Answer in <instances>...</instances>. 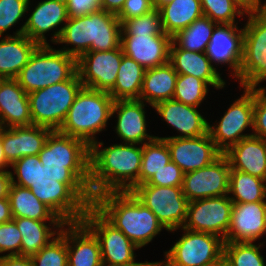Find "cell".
<instances>
[{
    "label": "cell",
    "instance_id": "7bdbcfd3",
    "mask_svg": "<svg viewBox=\"0 0 266 266\" xmlns=\"http://www.w3.org/2000/svg\"><path fill=\"white\" fill-rule=\"evenodd\" d=\"M29 0H0V38L28 11Z\"/></svg>",
    "mask_w": 266,
    "mask_h": 266
},
{
    "label": "cell",
    "instance_id": "680465c9",
    "mask_svg": "<svg viewBox=\"0 0 266 266\" xmlns=\"http://www.w3.org/2000/svg\"><path fill=\"white\" fill-rule=\"evenodd\" d=\"M142 262L140 263H129V264H110L102 262L100 266H140Z\"/></svg>",
    "mask_w": 266,
    "mask_h": 266
},
{
    "label": "cell",
    "instance_id": "ffe728a7",
    "mask_svg": "<svg viewBox=\"0 0 266 266\" xmlns=\"http://www.w3.org/2000/svg\"><path fill=\"white\" fill-rule=\"evenodd\" d=\"M243 35L244 31L238 30L237 23L218 24L205 52L211 63H228L234 77H238L243 58Z\"/></svg>",
    "mask_w": 266,
    "mask_h": 266
},
{
    "label": "cell",
    "instance_id": "f1b7e54d",
    "mask_svg": "<svg viewBox=\"0 0 266 266\" xmlns=\"http://www.w3.org/2000/svg\"><path fill=\"white\" fill-rule=\"evenodd\" d=\"M8 199L13 218L23 217L39 221L50 220V224L54 225L58 230L66 226V223L47 205L41 202L29 188L11 183Z\"/></svg>",
    "mask_w": 266,
    "mask_h": 266
},
{
    "label": "cell",
    "instance_id": "ab89813d",
    "mask_svg": "<svg viewBox=\"0 0 266 266\" xmlns=\"http://www.w3.org/2000/svg\"><path fill=\"white\" fill-rule=\"evenodd\" d=\"M203 15L217 24H235L236 15L247 14L234 0H200Z\"/></svg>",
    "mask_w": 266,
    "mask_h": 266
},
{
    "label": "cell",
    "instance_id": "4316f807",
    "mask_svg": "<svg viewBox=\"0 0 266 266\" xmlns=\"http://www.w3.org/2000/svg\"><path fill=\"white\" fill-rule=\"evenodd\" d=\"M230 168L266 181V140L256 136L242 139L223 153Z\"/></svg>",
    "mask_w": 266,
    "mask_h": 266
},
{
    "label": "cell",
    "instance_id": "7dc6e473",
    "mask_svg": "<svg viewBox=\"0 0 266 266\" xmlns=\"http://www.w3.org/2000/svg\"><path fill=\"white\" fill-rule=\"evenodd\" d=\"M266 89L254 90L253 136L266 140Z\"/></svg>",
    "mask_w": 266,
    "mask_h": 266
},
{
    "label": "cell",
    "instance_id": "8fae6325",
    "mask_svg": "<svg viewBox=\"0 0 266 266\" xmlns=\"http://www.w3.org/2000/svg\"><path fill=\"white\" fill-rule=\"evenodd\" d=\"M130 192L155 214L167 231L183 226L189 201L182 186L139 185Z\"/></svg>",
    "mask_w": 266,
    "mask_h": 266
},
{
    "label": "cell",
    "instance_id": "f5cc1de1",
    "mask_svg": "<svg viewBox=\"0 0 266 266\" xmlns=\"http://www.w3.org/2000/svg\"><path fill=\"white\" fill-rule=\"evenodd\" d=\"M11 185V172L0 171V199L8 197Z\"/></svg>",
    "mask_w": 266,
    "mask_h": 266
},
{
    "label": "cell",
    "instance_id": "60d3db41",
    "mask_svg": "<svg viewBox=\"0 0 266 266\" xmlns=\"http://www.w3.org/2000/svg\"><path fill=\"white\" fill-rule=\"evenodd\" d=\"M121 35H160L163 31L160 11L154 9L148 14L126 19L122 24Z\"/></svg>",
    "mask_w": 266,
    "mask_h": 266
},
{
    "label": "cell",
    "instance_id": "9a60e30c",
    "mask_svg": "<svg viewBox=\"0 0 266 266\" xmlns=\"http://www.w3.org/2000/svg\"><path fill=\"white\" fill-rule=\"evenodd\" d=\"M230 163L222 154L212 164L185 173L182 191L190 201L229 195Z\"/></svg>",
    "mask_w": 266,
    "mask_h": 266
},
{
    "label": "cell",
    "instance_id": "836d02e7",
    "mask_svg": "<svg viewBox=\"0 0 266 266\" xmlns=\"http://www.w3.org/2000/svg\"><path fill=\"white\" fill-rule=\"evenodd\" d=\"M18 230L20 231L21 249L20 255L32 257L38 253L44 246L49 244L58 234L59 231H52L45 221H39L30 218H13ZM52 238V239H51Z\"/></svg>",
    "mask_w": 266,
    "mask_h": 266
},
{
    "label": "cell",
    "instance_id": "db71d44e",
    "mask_svg": "<svg viewBox=\"0 0 266 266\" xmlns=\"http://www.w3.org/2000/svg\"><path fill=\"white\" fill-rule=\"evenodd\" d=\"M13 219L8 197L0 199V224Z\"/></svg>",
    "mask_w": 266,
    "mask_h": 266
},
{
    "label": "cell",
    "instance_id": "d6a6232c",
    "mask_svg": "<svg viewBox=\"0 0 266 266\" xmlns=\"http://www.w3.org/2000/svg\"><path fill=\"white\" fill-rule=\"evenodd\" d=\"M145 70L134 59L123 55L114 87L108 92L113 100H139Z\"/></svg>",
    "mask_w": 266,
    "mask_h": 266
},
{
    "label": "cell",
    "instance_id": "c3c4849f",
    "mask_svg": "<svg viewBox=\"0 0 266 266\" xmlns=\"http://www.w3.org/2000/svg\"><path fill=\"white\" fill-rule=\"evenodd\" d=\"M154 9L153 0H125L121 11L116 16L122 24L126 19L148 14Z\"/></svg>",
    "mask_w": 266,
    "mask_h": 266
},
{
    "label": "cell",
    "instance_id": "ba28073f",
    "mask_svg": "<svg viewBox=\"0 0 266 266\" xmlns=\"http://www.w3.org/2000/svg\"><path fill=\"white\" fill-rule=\"evenodd\" d=\"M83 87L76 73L70 80L28 94L33 125L59 130L75 97Z\"/></svg>",
    "mask_w": 266,
    "mask_h": 266
},
{
    "label": "cell",
    "instance_id": "816d5d0a",
    "mask_svg": "<svg viewBox=\"0 0 266 266\" xmlns=\"http://www.w3.org/2000/svg\"><path fill=\"white\" fill-rule=\"evenodd\" d=\"M124 2L125 0H101L100 9L117 15L121 11Z\"/></svg>",
    "mask_w": 266,
    "mask_h": 266
},
{
    "label": "cell",
    "instance_id": "be15d7a7",
    "mask_svg": "<svg viewBox=\"0 0 266 266\" xmlns=\"http://www.w3.org/2000/svg\"><path fill=\"white\" fill-rule=\"evenodd\" d=\"M3 129H4V126H3V124H2V122L0 120V135H1V132H2Z\"/></svg>",
    "mask_w": 266,
    "mask_h": 266
},
{
    "label": "cell",
    "instance_id": "6f0895ef",
    "mask_svg": "<svg viewBox=\"0 0 266 266\" xmlns=\"http://www.w3.org/2000/svg\"><path fill=\"white\" fill-rule=\"evenodd\" d=\"M173 0H153L155 9H160L162 6L172 2Z\"/></svg>",
    "mask_w": 266,
    "mask_h": 266
},
{
    "label": "cell",
    "instance_id": "5bb4252c",
    "mask_svg": "<svg viewBox=\"0 0 266 266\" xmlns=\"http://www.w3.org/2000/svg\"><path fill=\"white\" fill-rule=\"evenodd\" d=\"M232 205L228 195L190 201L182 228L222 236L225 240L230 228Z\"/></svg>",
    "mask_w": 266,
    "mask_h": 266
},
{
    "label": "cell",
    "instance_id": "d6986e66",
    "mask_svg": "<svg viewBox=\"0 0 266 266\" xmlns=\"http://www.w3.org/2000/svg\"><path fill=\"white\" fill-rule=\"evenodd\" d=\"M266 201L233 203L224 242H253L264 235Z\"/></svg>",
    "mask_w": 266,
    "mask_h": 266
},
{
    "label": "cell",
    "instance_id": "7a4b0ae2",
    "mask_svg": "<svg viewBox=\"0 0 266 266\" xmlns=\"http://www.w3.org/2000/svg\"><path fill=\"white\" fill-rule=\"evenodd\" d=\"M121 33L117 16L99 9L82 17H69L65 25L54 32L51 41L73 45L61 51L78 59L89 51H111L121 47Z\"/></svg>",
    "mask_w": 266,
    "mask_h": 266
},
{
    "label": "cell",
    "instance_id": "d590c367",
    "mask_svg": "<svg viewBox=\"0 0 266 266\" xmlns=\"http://www.w3.org/2000/svg\"><path fill=\"white\" fill-rule=\"evenodd\" d=\"M218 24L207 16H201L187 28L172 37L179 48L194 52H206L211 36Z\"/></svg>",
    "mask_w": 266,
    "mask_h": 266
},
{
    "label": "cell",
    "instance_id": "8d00e7d4",
    "mask_svg": "<svg viewBox=\"0 0 266 266\" xmlns=\"http://www.w3.org/2000/svg\"><path fill=\"white\" fill-rule=\"evenodd\" d=\"M171 161L170 152L164 139L155 138L142 145L139 185L146 183L157 171Z\"/></svg>",
    "mask_w": 266,
    "mask_h": 266
},
{
    "label": "cell",
    "instance_id": "f35d334b",
    "mask_svg": "<svg viewBox=\"0 0 266 266\" xmlns=\"http://www.w3.org/2000/svg\"><path fill=\"white\" fill-rule=\"evenodd\" d=\"M208 84L194 76L178 74L172 99L198 107L208 93Z\"/></svg>",
    "mask_w": 266,
    "mask_h": 266
},
{
    "label": "cell",
    "instance_id": "3957f363",
    "mask_svg": "<svg viewBox=\"0 0 266 266\" xmlns=\"http://www.w3.org/2000/svg\"><path fill=\"white\" fill-rule=\"evenodd\" d=\"M92 206L138 248L151 242L164 228L130 191L102 193L93 198Z\"/></svg>",
    "mask_w": 266,
    "mask_h": 266
},
{
    "label": "cell",
    "instance_id": "b9f144b4",
    "mask_svg": "<svg viewBox=\"0 0 266 266\" xmlns=\"http://www.w3.org/2000/svg\"><path fill=\"white\" fill-rule=\"evenodd\" d=\"M34 266H68L66 239L58 234L49 244L31 257Z\"/></svg>",
    "mask_w": 266,
    "mask_h": 266
},
{
    "label": "cell",
    "instance_id": "8992f818",
    "mask_svg": "<svg viewBox=\"0 0 266 266\" xmlns=\"http://www.w3.org/2000/svg\"><path fill=\"white\" fill-rule=\"evenodd\" d=\"M38 157L56 178H78L89 189L90 147L81 139L51 131Z\"/></svg>",
    "mask_w": 266,
    "mask_h": 266
},
{
    "label": "cell",
    "instance_id": "7402d4cb",
    "mask_svg": "<svg viewBox=\"0 0 266 266\" xmlns=\"http://www.w3.org/2000/svg\"><path fill=\"white\" fill-rule=\"evenodd\" d=\"M51 131L38 125L4 128L1 139L7 162L12 165L24 156L38 155Z\"/></svg>",
    "mask_w": 266,
    "mask_h": 266
},
{
    "label": "cell",
    "instance_id": "91938a15",
    "mask_svg": "<svg viewBox=\"0 0 266 266\" xmlns=\"http://www.w3.org/2000/svg\"><path fill=\"white\" fill-rule=\"evenodd\" d=\"M140 266H164L163 261L162 262H143Z\"/></svg>",
    "mask_w": 266,
    "mask_h": 266
},
{
    "label": "cell",
    "instance_id": "ee69618b",
    "mask_svg": "<svg viewBox=\"0 0 266 266\" xmlns=\"http://www.w3.org/2000/svg\"><path fill=\"white\" fill-rule=\"evenodd\" d=\"M37 162H40L38 155L24 156L14 162L11 166L17 175V181L11 172V183L29 188L36 180Z\"/></svg>",
    "mask_w": 266,
    "mask_h": 266
},
{
    "label": "cell",
    "instance_id": "f907efd6",
    "mask_svg": "<svg viewBox=\"0 0 266 266\" xmlns=\"http://www.w3.org/2000/svg\"><path fill=\"white\" fill-rule=\"evenodd\" d=\"M0 266H34L31 257L21 255L0 256Z\"/></svg>",
    "mask_w": 266,
    "mask_h": 266
},
{
    "label": "cell",
    "instance_id": "277c9868",
    "mask_svg": "<svg viewBox=\"0 0 266 266\" xmlns=\"http://www.w3.org/2000/svg\"><path fill=\"white\" fill-rule=\"evenodd\" d=\"M29 189L65 223L81 222L93 204L89 189L78 178H56L41 162Z\"/></svg>",
    "mask_w": 266,
    "mask_h": 266
},
{
    "label": "cell",
    "instance_id": "bcb514c9",
    "mask_svg": "<svg viewBox=\"0 0 266 266\" xmlns=\"http://www.w3.org/2000/svg\"><path fill=\"white\" fill-rule=\"evenodd\" d=\"M184 173L181 168L170 161L161 170L157 171L144 184L141 185H155V186H182Z\"/></svg>",
    "mask_w": 266,
    "mask_h": 266
},
{
    "label": "cell",
    "instance_id": "30bf717a",
    "mask_svg": "<svg viewBox=\"0 0 266 266\" xmlns=\"http://www.w3.org/2000/svg\"><path fill=\"white\" fill-rule=\"evenodd\" d=\"M181 230L185 233L165 252L164 266H216L223 261L222 237L183 228Z\"/></svg>",
    "mask_w": 266,
    "mask_h": 266
},
{
    "label": "cell",
    "instance_id": "603a6c76",
    "mask_svg": "<svg viewBox=\"0 0 266 266\" xmlns=\"http://www.w3.org/2000/svg\"><path fill=\"white\" fill-rule=\"evenodd\" d=\"M65 0H44L37 4L24 25L13 36L25 34L38 45H49L45 33L68 21Z\"/></svg>",
    "mask_w": 266,
    "mask_h": 266
},
{
    "label": "cell",
    "instance_id": "681fc988",
    "mask_svg": "<svg viewBox=\"0 0 266 266\" xmlns=\"http://www.w3.org/2000/svg\"><path fill=\"white\" fill-rule=\"evenodd\" d=\"M68 17H82L100 9L101 0H65Z\"/></svg>",
    "mask_w": 266,
    "mask_h": 266
},
{
    "label": "cell",
    "instance_id": "11a10c76",
    "mask_svg": "<svg viewBox=\"0 0 266 266\" xmlns=\"http://www.w3.org/2000/svg\"><path fill=\"white\" fill-rule=\"evenodd\" d=\"M246 13L260 11L262 0H234Z\"/></svg>",
    "mask_w": 266,
    "mask_h": 266
},
{
    "label": "cell",
    "instance_id": "6125c7cd",
    "mask_svg": "<svg viewBox=\"0 0 266 266\" xmlns=\"http://www.w3.org/2000/svg\"><path fill=\"white\" fill-rule=\"evenodd\" d=\"M266 233V210H265V216H264V234Z\"/></svg>",
    "mask_w": 266,
    "mask_h": 266
},
{
    "label": "cell",
    "instance_id": "94428289",
    "mask_svg": "<svg viewBox=\"0 0 266 266\" xmlns=\"http://www.w3.org/2000/svg\"><path fill=\"white\" fill-rule=\"evenodd\" d=\"M260 11H266V3L260 5Z\"/></svg>",
    "mask_w": 266,
    "mask_h": 266
},
{
    "label": "cell",
    "instance_id": "e0dca14e",
    "mask_svg": "<svg viewBox=\"0 0 266 266\" xmlns=\"http://www.w3.org/2000/svg\"><path fill=\"white\" fill-rule=\"evenodd\" d=\"M161 139L166 141L171 161L177 164L184 174L212 164L223 154L209 133L198 137Z\"/></svg>",
    "mask_w": 266,
    "mask_h": 266
},
{
    "label": "cell",
    "instance_id": "4dcf8cb0",
    "mask_svg": "<svg viewBox=\"0 0 266 266\" xmlns=\"http://www.w3.org/2000/svg\"><path fill=\"white\" fill-rule=\"evenodd\" d=\"M178 73L168 62L164 65L146 69L139 100L154 107L157 103L172 99Z\"/></svg>",
    "mask_w": 266,
    "mask_h": 266
},
{
    "label": "cell",
    "instance_id": "e7e4bbea",
    "mask_svg": "<svg viewBox=\"0 0 266 266\" xmlns=\"http://www.w3.org/2000/svg\"><path fill=\"white\" fill-rule=\"evenodd\" d=\"M216 266H227V265L222 261L220 264H218Z\"/></svg>",
    "mask_w": 266,
    "mask_h": 266
},
{
    "label": "cell",
    "instance_id": "f546056e",
    "mask_svg": "<svg viewBox=\"0 0 266 266\" xmlns=\"http://www.w3.org/2000/svg\"><path fill=\"white\" fill-rule=\"evenodd\" d=\"M38 46L25 34L0 40V79H16Z\"/></svg>",
    "mask_w": 266,
    "mask_h": 266
},
{
    "label": "cell",
    "instance_id": "484cf974",
    "mask_svg": "<svg viewBox=\"0 0 266 266\" xmlns=\"http://www.w3.org/2000/svg\"><path fill=\"white\" fill-rule=\"evenodd\" d=\"M0 120L4 128L33 125L28 94L17 79H0Z\"/></svg>",
    "mask_w": 266,
    "mask_h": 266
},
{
    "label": "cell",
    "instance_id": "e575fe53",
    "mask_svg": "<svg viewBox=\"0 0 266 266\" xmlns=\"http://www.w3.org/2000/svg\"><path fill=\"white\" fill-rule=\"evenodd\" d=\"M233 203L264 201L266 198V181L250 174L231 169L228 194Z\"/></svg>",
    "mask_w": 266,
    "mask_h": 266
},
{
    "label": "cell",
    "instance_id": "cb8c5ba5",
    "mask_svg": "<svg viewBox=\"0 0 266 266\" xmlns=\"http://www.w3.org/2000/svg\"><path fill=\"white\" fill-rule=\"evenodd\" d=\"M153 108L167 124L181 133L178 136L156 138L198 137L208 133V122L197 111V107L169 99L157 103Z\"/></svg>",
    "mask_w": 266,
    "mask_h": 266
},
{
    "label": "cell",
    "instance_id": "4fadbf2b",
    "mask_svg": "<svg viewBox=\"0 0 266 266\" xmlns=\"http://www.w3.org/2000/svg\"><path fill=\"white\" fill-rule=\"evenodd\" d=\"M82 222L94 233L100 244L102 262L129 264L135 262L138 247L119 229L110 224L92 205L86 210Z\"/></svg>",
    "mask_w": 266,
    "mask_h": 266
},
{
    "label": "cell",
    "instance_id": "6da1fadb",
    "mask_svg": "<svg viewBox=\"0 0 266 266\" xmlns=\"http://www.w3.org/2000/svg\"><path fill=\"white\" fill-rule=\"evenodd\" d=\"M103 142L90 146L89 191L94 198L105 192L131 191L139 186L142 145L114 144L99 150Z\"/></svg>",
    "mask_w": 266,
    "mask_h": 266
},
{
    "label": "cell",
    "instance_id": "7c38bea8",
    "mask_svg": "<svg viewBox=\"0 0 266 266\" xmlns=\"http://www.w3.org/2000/svg\"><path fill=\"white\" fill-rule=\"evenodd\" d=\"M244 92L241 98L231 104L216 127L208 123V133L222 153L253 135H245L242 132L248 126L253 129L254 89L244 88Z\"/></svg>",
    "mask_w": 266,
    "mask_h": 266
},
{
    "label": "cell",
    "instance_id": "1f68e13d",
    "mask_svg": "<svg viewBox=\"0 0 266 266\" xmlns=\"http://www.w3.org/2000/svg\"><path fill=\"white\" fill-rule=\"evenodd\" d=\"M163 31L170 37L203 16L200 0H173L160 9Z\"/></svg>",
    "mask_w": 266,
    "mask_h": 266
},
{
    "label": "cell",
    "instance_id": "ac0fdd59",
    "mask_svg": "<svg viewBox=\"0 0 266 266\" xmlns=\"http://www.w3.org/2000/svg\"><path fill=\"white\" fill-rule=\"evenodd\" d=\"M172 37L160 35H121L125 56L134 59L144 69H151L169 62Z\"/></svg>",
    "mask_w": 266,
    "mask_h": 266
},
{
    "label": "cell",
    "instance_id": "52a82bcc",
    "mask_svg": "<svg viewBox=\"0 0 266 266\" xmlns=\"http://www.w3.org/2000/svg\"><path fill=\"white\" fill-rule=\"evenodd\" d=\"M77 73V59L50 45H39L17 76L27 94L70 80Z\"/></svg>",
    "mask_w": 266,
    "mask_h": 266
},
{
    "label": "cell",
    "instance_id": "74e56055",
    "mask_svg": "<svg viewBox=\"0 0 266 266\" xmlns=\"http://www.w3.org/2000/svg\"><path fill=\"white\" fill-rule=\"evenodd\" d=\"M259 246L253 242H224L223 262L227 266H265Z\"/></svg>",
    "mask_w": 266,
    "mask_h": 266
},
{
    "label": "cell",
    "instance_id": "d4e9b609",
    "mask_svg": "<svg viewBox=\"0 0 266 266\" xmlns=\"http://www.w3.org/2000/svg\"><path fill=\"white\" fill-rule=\"evenodd\" d=\"M145 104L141 100H117L112 107V115L117 111L116 134L125 143L144 144L156 136L148 135L146 129Z\"/></svg>",
    "mask_w": 266,
    "mask_h": 266
},
{
    "label": "cell",
    "instance_id": "9f6ffc18",
    "mask_svg": "<svg viewBox=\"0 0 266 266\" xmlns=\"http://www.w3.org/2000/svg\"><path fill=\"white\" fill-rule=\"evenodd\" d=\"M11 166L7 159L5 158L4 152H3V146H2V139L0 135V171H6L4 168Z\"/></svg>",
    "mask_w": 266,
    "mask_h": 266
},
{
    "label": "cell",
    "instance_id": "f6af8a7d",
    "mask_svg": "<svg viewBox=\"0 0 266 266\" xmlns=\"http://www.w3.org/2000/svg\"><path fill=\"white\" fill-rule=\"evenodd\" d=\"M22 235L15 221L0 224V253L10 252L8 255H20Z\"/></svg>",
    "mask_w": 266,
    "mask_h": 266
},
{
    "label": "cell",
    "instance_id": "9c48e42d",
    "mask_svg": "<svg viewBox=\"0 0 266 266\" xmlns=\"http://www.w3.org/2000/svg\"><path fill=\"white\" fill-rule=\"evenodd\" d=\"M246 15L248 21L243 28V58L237 78L244 88L265 89L257 86L266 80V11Z\"/></svg>",
    "mask_w": 266,
    "mask_h": 266
},
{
    "label": "cell",
    "instance_id": "83f0119b",
    "mask_svg": "<svg viewBox=\"0 0 266 266\" xmlns=\"http://www.w3.org/2000/svg\"><path fill=\"white\" fill-rule=\"evenodd\" d=\"M173 41L170 46L169 63L178 74L191 75L205 81L216 89L226 84L205 52L181 49Z\"/></svg>",
    "mask_w": 266,
    "mask_h": 266
},
{
    "label": "cell",
    "instance_id": "5b68a950",
    "mask_svg": "<svg viewBox=\"0 0 266 266\" xmlns=\"http://www.w3.org/2000/svg\"><path fill=\"white\" fill-rule=\"evenodd\" d=\"M114 100L108 92L82 87L59 128V132L83 140L89 147L95 134L104 130L112 117Z\"/></svg>",
    "mask_w": 266,
    "mask_h": 266
},
{
    "label": "cell",
    "instance_id": "44dd1931",
    "mask_svg": "<svg viewBox=\"0 0 266 266\" xmlns=\"http://www.w3.org/2000/svg\"><path fill=\"white\" fill-rule=\"evenodd\" d=\"M60 234L66 239L68 266H100V244L94 233L81 221L66 223Z\"/></svg>",
    "mask_w": 266,
    "mask_h": 266
},
{
    "label": "cell",
    "instance_id": "2e32d148",
    "mask_svg": "<svg viewBox=\"0 0 266 266\" xmlns=\"http://www.w3.org/2000/svg\"><path fill=\"white\" fill-rule=\"evenodd\" d=\"M122 47L111 51H89L77 59V73L83 87L109 92L117 79Z\"/></svg>",
    "mask_w": 266,
    "mask_h": 266
}]
</instances>
